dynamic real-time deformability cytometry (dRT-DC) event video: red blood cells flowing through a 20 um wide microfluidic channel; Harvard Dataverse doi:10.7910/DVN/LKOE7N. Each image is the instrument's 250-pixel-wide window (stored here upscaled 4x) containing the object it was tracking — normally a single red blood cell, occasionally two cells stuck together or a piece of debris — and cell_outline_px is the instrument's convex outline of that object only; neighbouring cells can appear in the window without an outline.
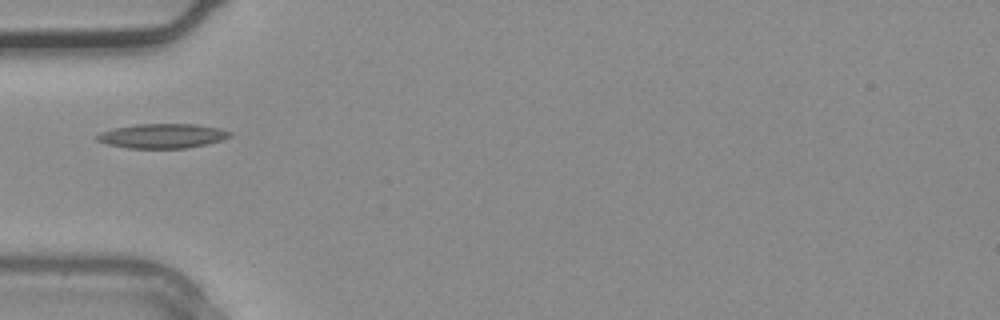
{"species": "common noctule bat (a hibernating species)", "species_latin": "Nyctalus noctula", "temperature_condition": "warm", "stored_images_in_passage": 2, "camera_frame_rate_fps": 3000, "um_per_image_px": 0.085, "animal": {"sex": "male", "body_mass_g": 20.4}, "frame": {"image": 1, "passage_image": 2, "time_ms": 0.333, "image_size_px": [1000, 320], "cell_outline_px": [[232, 136], [208, 144], [184, 148], [128, 148], [108, 144], [96, 140], [92, 136], [100, 132], [112, 128], [136, 124], [196, 124], [220, 128], [232, 132]], "centroid_in_image_um": [13.77, 11.54], "position_along_channel_um": 71.2, "area_um2": 19.13}}